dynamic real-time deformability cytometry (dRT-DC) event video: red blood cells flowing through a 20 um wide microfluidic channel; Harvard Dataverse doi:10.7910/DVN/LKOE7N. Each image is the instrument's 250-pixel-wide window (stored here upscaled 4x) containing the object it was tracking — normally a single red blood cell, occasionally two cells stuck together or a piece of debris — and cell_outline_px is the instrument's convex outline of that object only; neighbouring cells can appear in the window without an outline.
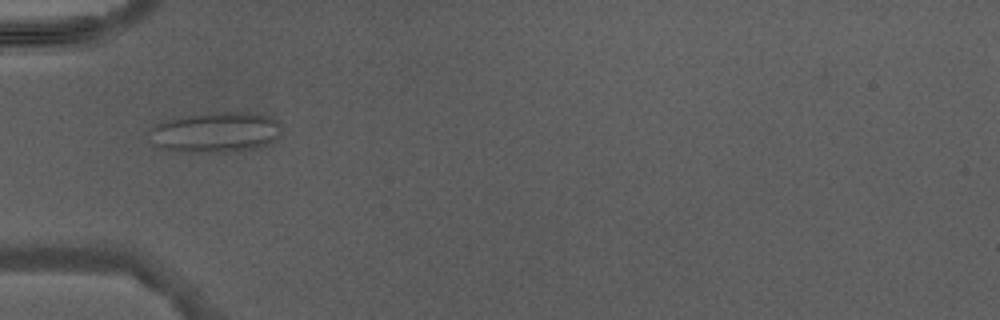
{"species": "Egyptian fruit bat (a non-hibernating species)", "species_latin": "Rousettus aegyptiacus", "temperature_condition": "warm", "stored_images_in_passage": 4, "camera_frame_rate_fps": 3000, "um_per_image_px": 0.085, "animal": {"sex": "male"}, "frame": {"image": 1, "passage_image": 4, "time_ms": 3.667, "image_size_px": [1000, 320], "cell_outline_px": [[280, 136], [268, 144], [252, 148], [224, 152], [176, 152], [160, 148], [156, 144], [148, 132], [152, 124], [164, 120], [212, 112], [244, 112], [268, 116], [276, 120], [280, 124]], "centroid_in_image_um": [18.29, 11.24], "position_along_channel_um": 66.7, "area_um2": 31.1}}